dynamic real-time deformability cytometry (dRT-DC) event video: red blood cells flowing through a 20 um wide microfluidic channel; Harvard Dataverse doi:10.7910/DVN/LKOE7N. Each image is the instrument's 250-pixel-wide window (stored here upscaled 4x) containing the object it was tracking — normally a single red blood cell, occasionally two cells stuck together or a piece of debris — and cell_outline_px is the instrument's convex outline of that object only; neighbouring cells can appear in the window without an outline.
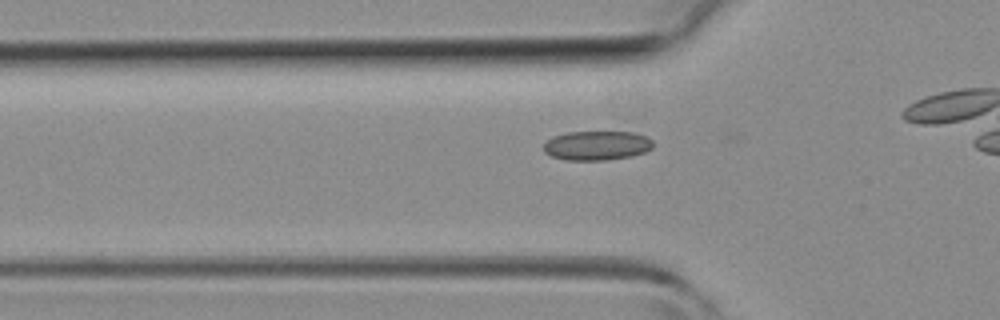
{"species": "common noctule bat (a hibernating species)", "species_latin": "Nyctalus noctula", "temperature_condition": "room temperature", "stored_images_in_passage": 30, "camera_frame_rate_fps": 3000, "um_per_image_px": 0.085, "animal": {"sex": "female", "body_mass_g": 19.3, "forearm_length_mm": 54.1}, "frame": {"image": 1, "passage_image": 9, "time_ms": 2.667, "image_size_px": [1000, 320], "cell_outline_px": [[652, 148], [644, 152], [632, 156], [604, 160], [568, 160], [552, 156], [544, 152], [544, 144], [552, 136], [568, 132], [632, 132], [648, 136], [652, 140]], "centroid_in_image_um": [50.74, 12.36], "position_along_channel_um": 75.1, "area_um2": 18.67}}
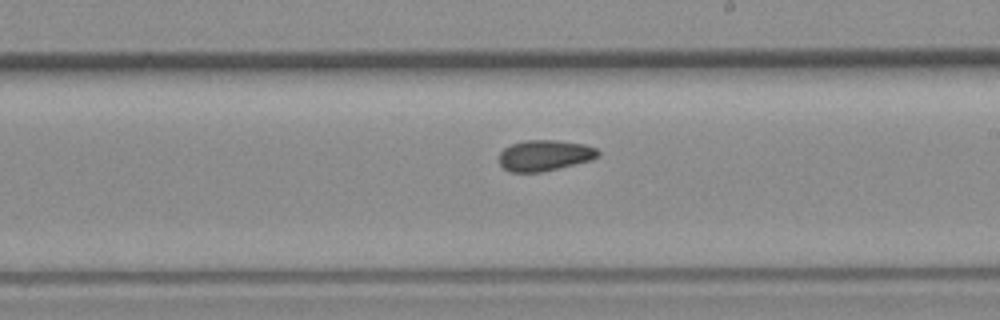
{"frame": {"image": 2, "passage_image": 20, "time_ms": 6.333, "image_size_px": [1000, 320], "cell_outline_px": [[600, 156], [592, 160], [540, 172], [508, 172], [500, 164], [500, 152], [504, 148], [512, 144], [528, 140], [556, 140], [584, 144], [596, 148], [600, 152]], "centroid_in_image_um": [46.31, 13.21], "position_along_channel_um": 242.7, "area_um2": 17.74}}
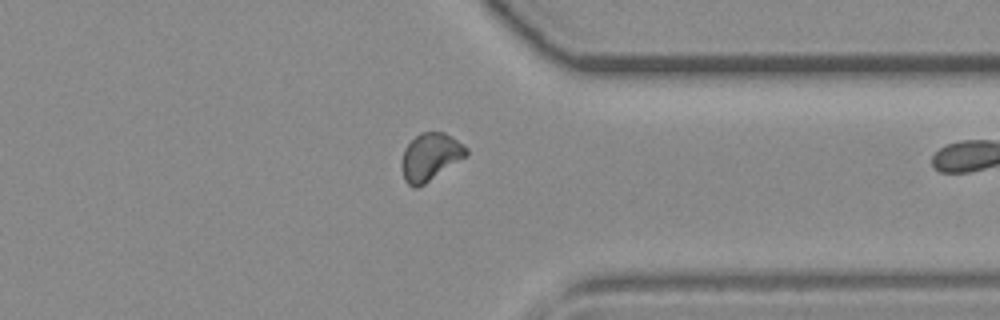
{"frame": {"image": 3, "passage_image": 29, "time_ms": 9.333, "image_size_px": [1000, 320], "cell_outline_px": [[468, 156], [424, 184], [416, 188], [412, 188], [404, 180], [400, 168], [400, 160], [404, 148], [420, 132], [444, 132], [468, 148]], "centroid_in_image_um": [36.55, 13.35], "position_along_channel_um": 374.9, "area_um2": 18.09}}